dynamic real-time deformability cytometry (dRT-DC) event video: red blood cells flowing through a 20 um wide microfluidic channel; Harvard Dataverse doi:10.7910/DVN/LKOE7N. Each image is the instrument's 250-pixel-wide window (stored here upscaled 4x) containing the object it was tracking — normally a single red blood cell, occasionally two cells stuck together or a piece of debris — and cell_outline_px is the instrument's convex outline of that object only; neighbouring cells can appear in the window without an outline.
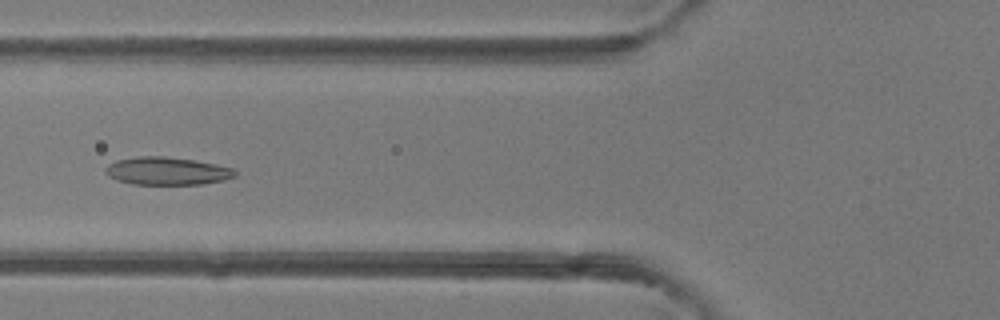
{"species": "common noctule bat (a hibernating species)", "species_latin": "Nyctalus noctula", "temperature_condition": "room temperature", "stored_images_in_passage": 48, "camera_frame_rate_fps": 3000, "um_per_image_px": 0.085, "animal": {"sex": "female"}, "frame": {"image": 1, "passage_image": 18, "time_ms": 5.667, "image_size_px": [1000, 320], "cell_outline_px": [[236, 176], [224, 180], [200, 184], [132, 184], [116, 180], [108, 176], [104, 172], [104, 168], [108, 164], [116, 160], [140, 156], [164, 156], [192, 160], [216, 164], [232, 168], [236, 172]], "centroid_in_image_um": [14.15, 14.54], "position_along_channel_um": 111.6, "area_um2": 20.98}}
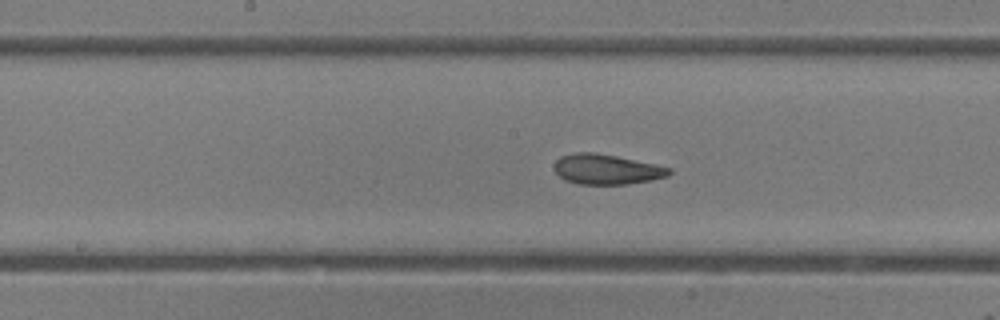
{"frame": {"image": 2, "passage_image": 24, "time_ms": 7.667, "image_size_px": [1000, 320], "cell_outline_px": [[672, 172], [668, 176], [652, 180], [628, 184], [576, 184], [564, 180], [552, 168], [556, 160], [560, 156], [576, 152], [592, 152], [616, 156], [656, 164], [672, 168]], "centroid_in_image_um": [51.55, 14.39], "position_along_channel_um": 196.7, "area_um2": 20.35}}
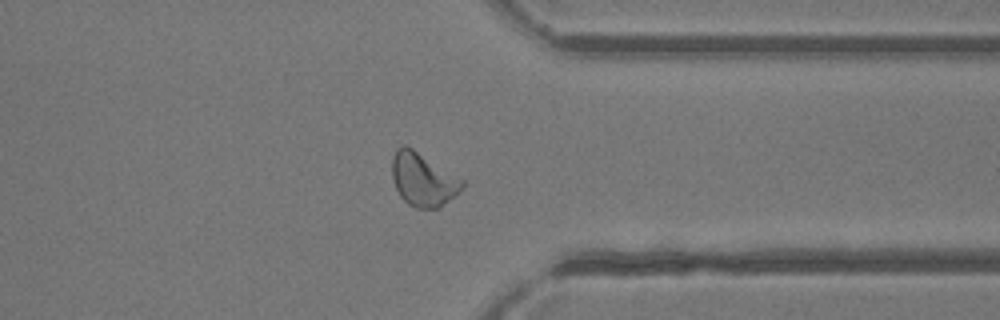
{"frame": {"image": 3, "passage_image": 37, "time_ms": 12.0, "image_size_px": [1000, 320], "cell_outline_px": [[464, 188], [456, 196], [440, 208], [416, 208], [408, 204], [400, 196], [396, 188], [392, 176], [392, 156], [396, 148], [404, 144], [412, 148], [464, 180]], "centroid_in_image_um": [35.97, 15.27], "position_along_channel_um": 375.4, "area_um2": 21.91}, "authors_computed_cell_mechanics": {"area_um2": 21.8195, "velocity_mm_per_s": 4.2385, "shape_relaxation_time_tau1_ms": 4.2755, "shape_relaxation_time_tau2_ms": 1.6888, "deformation_change_tau1": 0.1367, "deformation_change_tau2": 0.0832}}